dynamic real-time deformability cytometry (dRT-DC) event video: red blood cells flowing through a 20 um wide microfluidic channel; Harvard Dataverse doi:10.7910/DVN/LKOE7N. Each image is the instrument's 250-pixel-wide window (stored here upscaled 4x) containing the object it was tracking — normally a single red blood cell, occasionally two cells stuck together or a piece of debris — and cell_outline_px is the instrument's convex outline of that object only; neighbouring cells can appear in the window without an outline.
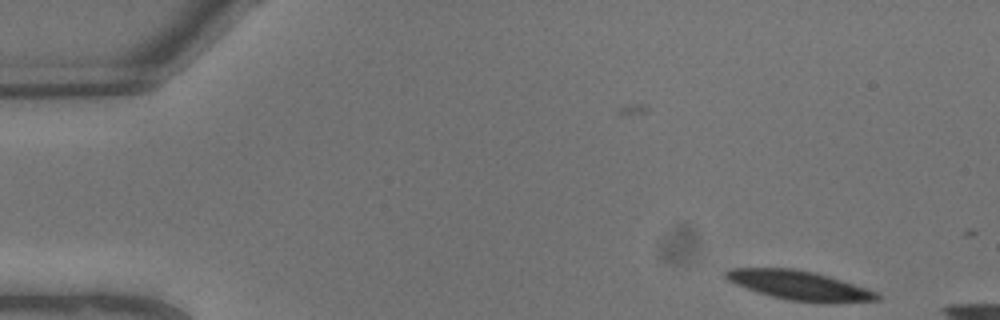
{"species": "common noctule bat (a hibernating species)", "species_latin": "Nyctalus noctula", "temperature_condition": "warm", "stored_images_in_passage": 5, "camera_frame_rate_fps": 3000, "um_per_image_px": 0.085, "animal": {"sex": "male", "body_mass_g": 13.3}, "frame": {"image": 1, "passage_image": 1, "time_ms": 0.0, "image_size_px": [1000, 320], "cell_outline_px": [[880, 300], [832, 304], [820, 304], [788, 300], [772, 296], [736, 284], [728, 280], [724, 276], [724, 272], [732, 268], [796, 268], [828, 276], [868, 288], [876, 292], [880, 296]], "centroid_in_image_um": [68.02, 24.28], "position_along_channel_um": 17.0, "area_um2": 25.95}}